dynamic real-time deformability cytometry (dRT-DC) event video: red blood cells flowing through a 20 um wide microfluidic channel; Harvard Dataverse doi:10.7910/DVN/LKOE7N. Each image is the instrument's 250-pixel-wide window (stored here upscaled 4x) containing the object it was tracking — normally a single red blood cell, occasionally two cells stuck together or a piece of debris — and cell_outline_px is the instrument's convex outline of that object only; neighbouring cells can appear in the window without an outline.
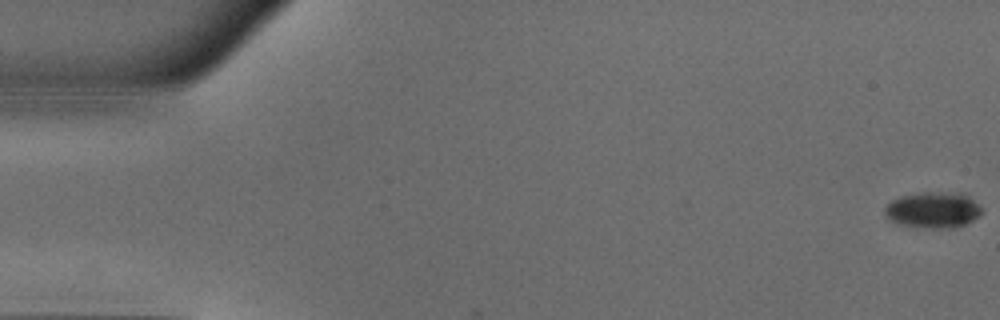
{"species": "common noctule bat (a hibernating species)", "species_latin": "Nyctalus noctula", "temperature_condition": "warm", "stored_images_in_passage": 51, "camera_frame_rate_fps": 3000, "um_per_image_px": 0.085, "animal": {"sex": "male", "body_mass_g": 18.8}, "frame": {"image": 1, "passage_image": 1, "time_ms": 0.0, "image_size_px": [1000, 320], "cell_outline_px": [[984, 212], [980, 216], [964, 224], [952, 228], [932, 228], [900, 224], [888, 220], [884, 216], [884, 208], [892, 200], [904, 196], [924, 192], [964, 192]], "centroid_in_image_um": [79.31, 17.84], "position_along_channel_um": 5.7, "area_um2": 20.29}}
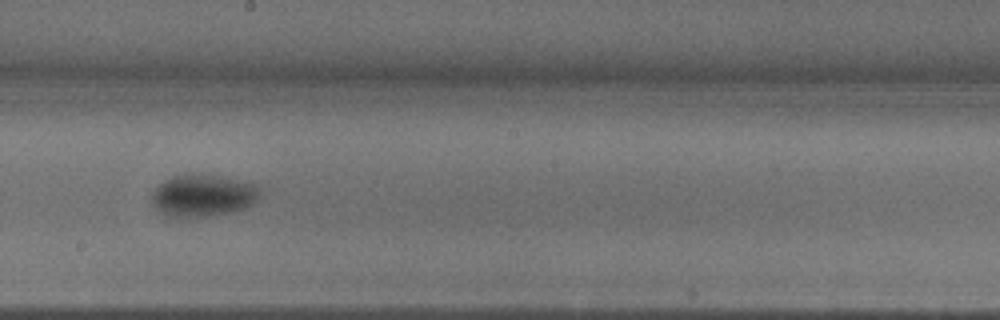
{"frame": {"image": 2, "passage_image": 29, "time_ms": 9.333, "image_size_px": [1000, 320], "cell_outline_px": [[260, 200], [244, 208], [212, 216], [168, 220], [152, 204], [152, 192], [160, 184], [172, 176], [220, 176], [256, 184], [260, 188]], "centroid_in_image_um": [17.23, 16.69], "position_along_channel_um": 231.0, "area_um2": 26.7}}
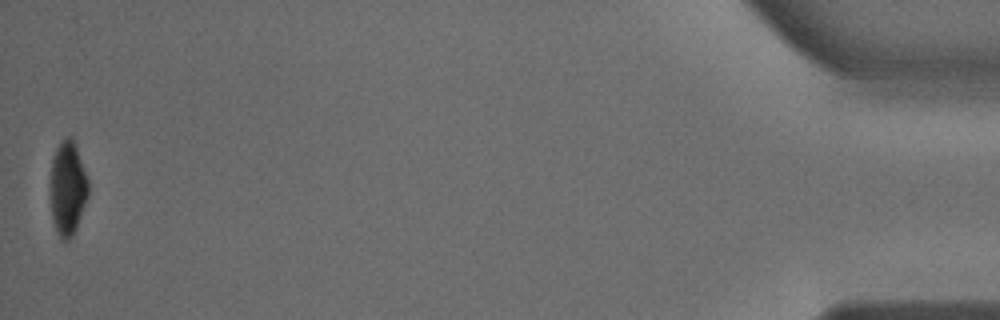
{"frame": {"image": 3, "passage_image": 51, "time_ms": 16.667, "image_size_px": [1000, 320], "cell_outline_px": [[88, 196], [76, 228], [72, 236], [68, 240], [60, 240], [56, 232], [52, 220], [48, 188], [52, 160], [56, 148], [64, 136], [72, 136], [76, 144], [88, 180]], "centroid_in_image_um": [5.71, 15.99], "position_along_channel_um": 429.5, "area_um2": 21.44}, "authors_computed_cell_mechanics": {"area_um2": 24.9118, "velocity_mm_per_s": 4.0032, "shape_relaxation_time_tau1_ms": 6.0476, "shape_relaxation_time_tau2_ms": 2.8365, "deformation_change_tau1": 0.1576, "deformation_change_tau2": 0.0358}}